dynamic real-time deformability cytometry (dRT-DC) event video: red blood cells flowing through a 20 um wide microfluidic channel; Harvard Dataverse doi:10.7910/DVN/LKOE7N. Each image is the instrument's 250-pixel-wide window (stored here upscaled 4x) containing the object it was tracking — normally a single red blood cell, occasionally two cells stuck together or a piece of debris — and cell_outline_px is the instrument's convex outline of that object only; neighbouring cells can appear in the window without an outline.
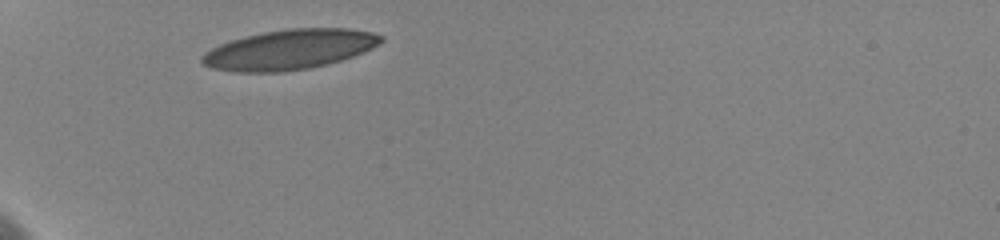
{"species": "human", "species_latin": "Homo sapiens", "temperature_condition": "cold", "stored_images_in_passage": 6, "camera_frame_rate_fps": 3000, "um_per_image_px": 0.085, "donor": {"sex": "female"}, "frame": {"image": 1, "passage_image": 1, "time_ms": 0.0, "image_size_px": [1000, 240], "cell_outline_px": [[384, 40], [380, 44], [372, 48], [352, 56], [340, 60], [308, 68], [280, 72], [232, 72], [212, 68], [204, 64], [200, 60], [200, 56], [204, 52], [220, 44], [244, 36], [264, 32], [288, 28], [348, 28], [372, 32], [384, 36]], "centroid_in_image_um": [24.59, 4.2], "position_along_channel_um": 60.4, "area_um2": 41.62}}